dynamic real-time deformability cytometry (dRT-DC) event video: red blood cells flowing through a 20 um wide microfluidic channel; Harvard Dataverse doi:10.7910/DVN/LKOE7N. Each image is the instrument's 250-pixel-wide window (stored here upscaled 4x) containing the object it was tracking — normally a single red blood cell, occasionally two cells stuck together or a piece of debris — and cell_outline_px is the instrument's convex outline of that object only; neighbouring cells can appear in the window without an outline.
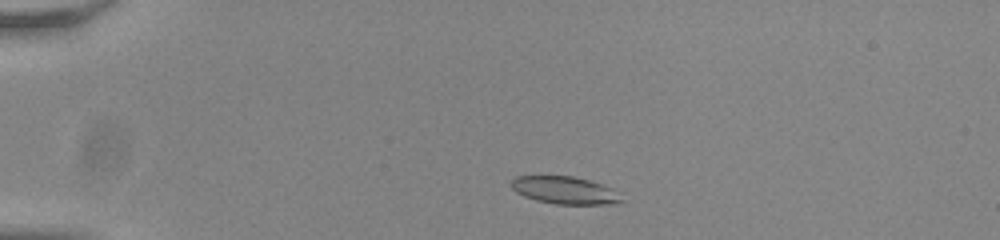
{"species": "common noctule bat (a hibernating species)", "species_latin": "Nyctalus noctula", "temperature_condition": "room temperature", "stored_images_in_passage": 46, "camera_frame_rate_fps": 3000, "um_per_image_px": 0.085, "animal": {"sex": "male", "body_mass_g": 20.0, "forearm_length_mm": 53.3}, "frame": {"image": 1, "passage_image": 4, "time_ms": 1.0, "image_size_px": [1000, 240], "cell_outline_px": [[624, 200], [616, 204], [556, 204], [536, 200], [524, 196], [516, 192], [508, 184], [516, 176], [572, 176], [588, 180], [612, 188]], "centroid_in_image_um": [47.98, 16.17], "position_along_channel_um": 37.0, "area_um2": 17.63}}
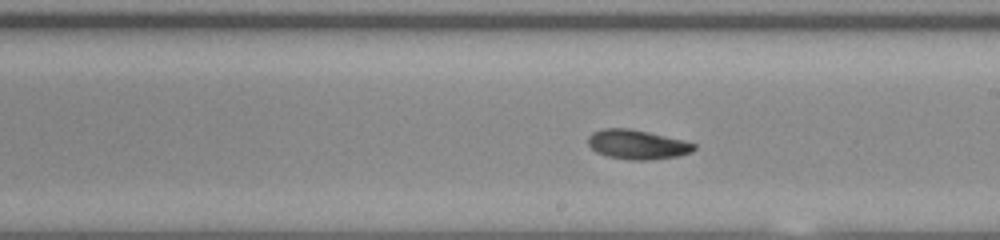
{"frame": {"image": 2, "passage_image": 24, "time_ms": 7.667, "image_size_px": [1000, 240], "cell_outline_px": [[696, 148], [692, 152], [676, 156], [648, 160], [628, 160], [608, 156], [596, 152], [588, 144], [588, 136], [592, 132], [604, 128], [632, 128], [684, 140], [696, 144]], "centroid_in_image_um": [54.16, 12.27], "position_along_channel_um": 234.8, "area_um2": 18.26}}
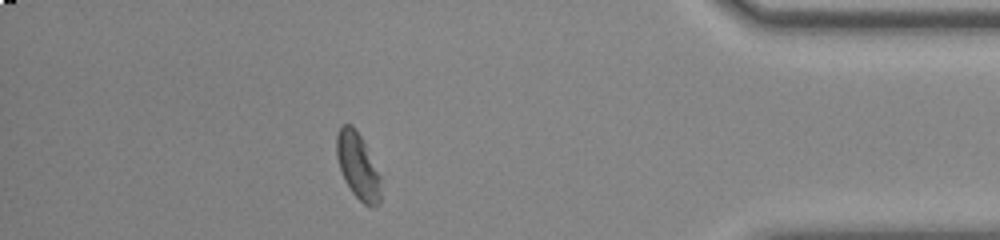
{"frame": {"image": 3, "passage_image": 40, "time_ms": 13.0, "image_size_px": [1000, 240], "cell_outline_px": [[380, 204], [372, 208], [364, 204], [352, 192], [344, 180], [336, 156], [336, 136], [340, 124], [352, 124], [360, 136], [380, 176]], "centroid_in_image_um": [30.39, 14.11], "position_along_channel_um": 404.8, "area_um2": 16.88}, "authors_computed_cell_mechanics": {"area_um2": 18.2359, "velocity_mm_per_s": 3.8157, "shape_relaxation_time_tau1_ms": 8.9881, "shape_relaxation_time_tau2_ms": 7.2067, "deformation_change_tau1": 0.1822, "deformation_change_tau2": 0.139}}